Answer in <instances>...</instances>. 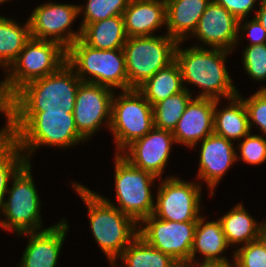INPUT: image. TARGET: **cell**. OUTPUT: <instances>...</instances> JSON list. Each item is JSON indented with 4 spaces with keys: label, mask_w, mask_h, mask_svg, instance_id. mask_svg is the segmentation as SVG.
<instances>
[{
    "label": "cell",
    "mask_w": 266,
    "mask_h": 267,
    "mask_svg": "<svg viewBox=\"0 0 266 267\" xmlns=\"http://www.w3.org/2000/svg\"><path fill=\"white\" fill-rule=\"evenodd\" d=\"M7 118L8 137L25 154L27 162L35 148L47 145L67 148L84 141L78 132L73 113L69 112H3ZM26 149V150H25Z\"/></svg>",
    "instance_id": "6da1fadb"
},
{
    "label": "cell",
    "mask_w": 266,
    "mask_h": 267,
    "mask_svg": "<svg viewBox=\"0 0 266 267\" xmlns=\"http://www.w3.org/2000/svg\"><path fill=\"white\" fill-rule=\"evenodd\" d=\"M73 71L66 62L56 72L25 84L3 105L5 112L73 113L82 82Z\"/></svg>",
    "instance_id": "7a4b0ae2"
},
{
    "label": "cell",
    "mask_w": 266,
    "mask_h": 267,
    "mask_svg": "<svg viewBox=\"0 0 266 267\" xmlns=\"http://www.w3.org/2000/svg\"><path fill=\"white\" fill-rule=\"evenodd\" d=\"M85 202L93 236L102 251L115 265L120 254L138 236V223L122 213L106 198L92 192L81 184L73 185Z\"/></svg>",
    "instance_id": "3957f363"
},
{
    "label": "cell",
    "mask_w": 266,
    "mask_h": 267,
    "mask_svg": "<svg viewBox=\"0 0 266 267\" xmlns=\"http://www.w3.org/2000/svg\"><path fill=\"white\" fill-rule=\"evenodd\" d=\"M177 43L175 61L178 63L183 82L197 85L203 91L198 97L219 100L222 96L227 100L238 95L225 66L227 51L224 49H204L193 46L181 49Z\"/></svg>",
    "instance_id": "277c9868"
},
{
    "label": "cell",
    "mask_w": 266,
    "mask_h": 267,
    "mask_svg": "<svg viewBox=\"0 0 266 267\" xmlns=\"http://www.w3.org/2000/svg\"><path fill=\"white\" fill-rule=\"evenodd\" d=\"M67 62V50L59 43L30 38L4 81L0 82V104L3 106L25 84L56 72ZM14 67V68H13Z\"/></svg>",
    "instance_id": "5b68a950"
},
{
    "label": "cell",
    "mask_w": 266,
    "mask_h": 267,
    "mask_svg": "<svg viewBox=\"0 0 266 267\" xmlns=\"http://www.w3.org/2000/svg\"><path fill=\"white\" fill-rule=\"evenodd\" d=\"M67 63L75 68V73L82 82L128 90L123 49H96L79 38L67 49ZM85 75L91 77L85 78Z\"/></svg>",
    "instance_id": "8992f818"
},
{
    "label": "cell",
    "mask_w": 266,
    "mask_h": 267,
    "mask_svg": "<svg viewBox=\"0 0 266 267\" xmlns=\"http://www.w3.org/2000/svg\"><path fill=\"white\" fill-rule=\"evenodd\" d=\"M177 41L165 36L129 37L123 46L128 90L138 89L175 60Z\"/></svg>",
    "instance_id": "52a82bcc"
},
{
    "label": "cell",
    "mask_w": 266,
    "mask_h": 267,
    "mask_svg": "<svg viewBox=\"0 0 266 267\" xmlns=\"http://www.w3.org/2000/svg\"><path fill=\"white\" fill-rule=\"evenodd\" d=\"M121 93L117 99L113 96L109 128L120 154L154 128L153 107L144 95L138 89L122 90Z\"/></svg>",
    "instance_id": "ba28073f"
},
{
    "label": "cell",
    "mask_w": 266,
    "mask_h": 267,
    "mask_svg": "<svg viewBox=\"0 0 266 267\" xmlns=\"http://www.w3.org/2000/svg\"><path fill=\"white\" fill-rule=\"evenodd\" d=\"M116 206L136 223L154 213L155 204L151 194L154 175L133 166L120 153L115 154Z\"/></svg>",
    "instance_id": "9c48e42d"
},
{
    "label": "cell",
    "mask_w": 266,
    "mask_h": 267,
    "mask_svg": "<svg viewBox=\"0 0 266 267\" xmlns=\"http://www.w3.org/2000/svg\"><path fill=\"white\" fill-rule=\"evenodd\" d=\"M30 168V162H26L12 177V187L7 190L9 198L1 208L6 216V221H0L1 227L14 229L17 234L37 232L42 226L40 199Z\"/></svg>",
    "instance_id": "30bf717a"
},
{
    "label": "cell",
    "mask_w": 266,
    "mask_h": 267,
    "mask_svg": "<svg viewBox=\"0 0 266 267\" xmlns=\"http://www.w3.org/2000/svg\"><path fill=\"white\" fill-rule=\"evenodd\" d=\"M138 226V235L150 246L170 255L181 266L190 264L197 221L173 222L151 214Z\"/></svg>",
    "instance_id": "8fae6325"
},
{
    "label": "cell",
    "mask_w": 266,
    "mask_h": 267,
    "mask_svg": "<svg viewBox=\"0 0 266 267\" xmlns=\"http://www.w3.org/2000/svg\"><path fill=\"white\" fill-rule=\"evenodd\" d=\"M81 8L83 9L82 6L74 4L51 2L39 5L28 18L30 36L35 39L57 42L67 50L72 43L81 38V28L78 30L79 33L69 29L74 19L80 12H83Z\"/></svg>",
    "instance_id": "7c38bea8"
},
{
    "label": "cell",
    "mask_w": 266,
    "mask_h": 267,
    "mask_svg": "<svg viewBox=\"0 0 266 267\" xmlns=\"http://www.w3.org/2000/svg\"><path fill=\"white\" fill-rule=\"evenodd\" d=\"M158 187L153 215L159 219L186 222L198 221L200 212V185L180 178L168 177Z\"/></svg>",
    "instance_id": "4fadbf2b"
},
{
    "label": "cell",
    "mask_w": 266,
    "mask_h": 267,
    "mask_svg": "<svg viewBox=\"0 0 266 267\" xmlns=\"http://www.w3.org/2000/svg\"><path fill=\"white\" fill-rule=\"evenodd\" d=\"M113 89L104 85L81 82L76 94L73 111L74 121L78 132L86 139L91 138L102 121L108 119L110 127Z\"/></svg>",
    "instance_id": "5bb4252c"
},
{
    "label": "cell",
    "mask_w": 266,
    "mask_h": 267,
    "mask_svg": "<svg viewBox=\"0 0 266 267\" xmlns=\"http://www.w3.org/2000/svg\"><path fill=\"white\" fill-rule=\"evenodd\" d=\"M175 143L171 131L153 128L144 137L128 145L122 156L133 166L151 173L158 179L170 156L171 144ZM128 149V150H127Z\"/></svg>",
    "instance_id": "9a60e30c"
},
{
    "label": "cell",
    "mask_w": 266,
    "mask_h": 267,
    "mask_svg": "<svg viewBox=\"0 0 266 267\" xmlns=\"http://www.w3.org/2000/svg\"><path fill=\"white\" fill-rule=\"evenodd\" d=\"M239 20L223 6L211 0L193 35L211 48L233 51L239 38Z\"/></svg>",
    "instance_id": "2e32d148"
},
{
    "label": "cell",
    "mask_w": 266,
    "mask_h": 267,
    "mask_svg": "<svg viewBox=\"0 0 266 267\" xmlns=\"http://www.w3.org/2000/svg\"><path fill=\"white\" fill-rule=\"evenodd\" d=\"M215 99L192 98L172 132L175 143L196 146L199 141L213 134Z\"/></svg>",
    "instance_id": "e0dca14e"
},
{
    "label": "cell",
    "mask_w": 266,
    "mask_h": 267,
    "mask_svg": "<svg viewBox=\"0 0 266 267\" xmlns=\"http://www.w3.org/2000/svg\"><path fill=\"white\" fill-rule=\"evenodd\" d=\"M67 229L69 226L62 220L40 232L21 233L30 239L19 267H55Z\"/></svg>",
    "instance_id": "ac0fdd59"
},
{
    "label": "cell",
    "mask_w": 266,
    "mask_h": 267,
    "mask_svg": "<svg viewBox=\"0 0 266 267\" xmlns=\"http://www.w3.org/2000/svg\"><path fill=\"white\" fill-rule=\"evenodd\" d=\"M232 143L214 133L202 140L197 176L207 182L212 196L221 177L238 158Z\"/></svg>",
    "instance_id": "d6986e66"
},
{
    "label": "cell",
    "mask_w": 266,
    "mask_h": 267,
    "mask_svg": "<svg viewBox=\"0 0 266 267\" xmlns=\"http://www.w3.org/2000/svg\"><path fill=\"white\" fill-rule=\"evenodd\" d=\"M127 37L152 36L166 25L165 0H130L123 13Z\"/></svg>",
    "instance_id": "ffe728a7"
},
{
    "label": "cell",
    "mask_w": 266,
    "mask_h": 267,
    "mask_svg": "<svg viewBox=\"0 0 266 267\" xmlns=\"http://www.w3.org/2000/svg\"><path fill=\"white\" fill-rule=\"evenodd\" d=\"M167 34L183 42L188 33L195 31L200 17L211 0H165ZM187 36V37H186Z\"/></svg>",
    "instance_id": "44dd1931"
},
{
    "label": "cell",
    "mask_w": 266,
    "mask_h": 267,
    "mask_svg": "<svg viewBox=\"0 0 266 267\" xmlns=\"http://www.w3.org/2000/svg\"><path fill=\"white\" fill-rule=\"evenodd\" d=\"M205 217H199L195 229L193 245L190 255V264L196 263V252L203 254V262H224L225 257L218 256L229 247L225 234L222 229L221 222L217 221L205 222Z\"/></svg>",
    "instance_id": "7402d4cb"
},
{
    "label": "cell",
    "mask_w": 266,
    "mask_h": 267,
    "mask_svg": "<svg viewBox=\"0 0 266 267\" xmlns=\"http://www.w3.org/2000/svg\"><path fill=\"white\" fill-rule=\"evenodd\" d=\"M229 107L217 111L219 100H215L213 132L225 139L241 140L250 132L247 110L241 96L236 95L229 99Z\"/></svg>",
    "instance_id": "603a6c76"
},
{
    "label": "cell",
    "mask_w": 266,
    "mask_h": 267,
    "mask_svg": "<svg viewBox=\"0 0 266 267\" xmlns=\"http://www.w3.org/2000/svg\"><path fill=\"white\" fill-rule=\"evenodd\" d=\"M127 38L123 15L89 23L81 34L87 45L101 50L122 49Z\"/></svg>",
    "instance_id": "cb8c5ba5"
},
{
    "label": "cell",
    "mask_w": 266,
    "mask_h": 267,
    "mask_svg": "<svg viewBox=\"0 0 266 267\" xmlns=\"http://www.w3.org/2000/svg\"><path fill=\"white\" fill-rule=\"evenodd\" d=\"M243 206L237 204L219 219L228 245L235 243L238 245L241 242L246 245L256 241L261 238L262 230L266 227V221L257 224Z\"/></svg>",
    "instance_id": "d4e9b609"
},
{
    "label": "cell",
    "mask_w": 266,
    "mask_h": 267,
    "mask_svg": "<svg viewBox=\"0 0 266 267\" xmlns=\"http://www.w3.org/2000/svg\"><path fill=\"white\" fill-rule=\"evenodd\" d=\"M183 84L180 67L174 60L167 67L157 71L138 90L153 107L167 97L187 89Z\"/></svg>",
    "instance_id": "484cf974"
},
{
    "label": "cell",
    "mask_w": 266,
    "mask_h": 267,
    "mask_svg": "<svg viewBox=\"0 0 266 267\" xmlns=\"http://www.w3.org/2000/svg\"><path fill=\"white\" fill-rule=\"evenodd\" d=\"M30 38L29 21L19 26L16 21L0 16V65L11 67Z\"/></svg>",
    "instance_id": "4316f807"
},
{
    "label": "cell",
    "mask_w": 266,
    "mask_h": 267,
    "mask_svg": "<svg viewBox=\"0 0 266 267\" xmlns=\"http://www.w3.org/2000/svg\"><path fill=\"white\" fill-rule=\"evenodd\" d=\"M119 258L126 267H181L170 255L153 248L139 235L125 248Z\"/></svg>",
    "instance_id": "83f0119b"
},
{
    "label": "cell",
    "mask_w": 266,
    "mask_h": 267,
    "mask_svg": "<svg viewBox=\"0 0 266 267\" xmlns=\"http://www.w3.org/2000/svg\"><path fill=\"white\" fill-rule=\"evenodd\" d=\"M188 89L167 97L153 106L154 127L173 132L192 99Z\"/></svg>",
    "instance_id": "f1b7e54d"
},
{
    "label": "cell",
    "mask_w": 266,
    "mask_h": 267,
    "mask_svg": "<svg viewBox=\"0 0 266 267\" xmlns=\"http://www.w3.org/2000/svg\"><path fill=\"white\" fill-rule=\"evenodd\" d=\"M20 153L22 151L18 145L9 137L0 145V210L5 201L8 181L27 162L25 153Z\"/></svg>",
    "instance_id": "f546056e"
},
{
    "label": "cell",
    "mask_w": 266,
    "mask_h": 267,
    "mask_svg": "<svg viewBox=\"0 0 266 267\" xmlns=\"http://www.w3.org/2000/svg\"><path fill=\"white\" fill-rule=\"evenodd\" d=\"M130 0H88L85 6L83 29L87 24L98 22L117 15H123Z\"/></svg>",
    "instance_id": "4dcf8cb0"
},
{
    "label": "cell",
    "mask_w": 266,
    "mask_h": 267,
    "mask_svg": "<svg viewBox=\"0 0 266 267\" xmlns=\"http://www.w3.org/2000/svg\"><path fill=\"white\" fill-rule=\"evenodd\" d=\"M234 252L235 267H266V242L262 238Z\"/></svg>",
    "instance_id": "1f68e13d"
},
{
    "label": "cell",
    "mask_w": 266,
    "mask_h": 267,
    "mask_svg": "<svg viewBox=\"0 0 266 267\" xmlns=\"http://www.w3.org/2000/svg\"><path fill=\"white\" fill-rule=\"evenodd\" d=\"M244 70L252 79H266V43L260 45L247 46L243 50Z\"/></svg>",
    "instance_id": "d6a6232c"
},
{
    "label": "cell",
    "mask_w": 266,
    "mask_h": 267,
    "mask_svg": "<svg viewBox=\"0 0 266 267\" xmlns=\"http://www.w3.org/2000/svg\"><path fill=\"white\" fill-rule=\"evenodd\" d=\"M244 138L241 144L238 145L241 154L239 158L252 165L266 161V139L262 136L251 135L250 133Z\"/></svg>",
    "instance_id": "836d02e7"
},
{
    "label": "cell",
    "mask_w": 266,
    "mask_h": 267,
    "mask_svg": "<svg viewBox=\"0 0 266 267\" xmlns=\"http://www.w3.org/2000/svg\"><path fill=\"white\" fill-rule=\"evenodd\" d=\"M248 114L250 129L252 124L260 126L263 134L266 135V90H259L249 99L243 100Z\"/></svg>",
    "instance_id": "e575fe53"
},
{
    "label": "cell",
    "mask_w": 266,
    "mask_h": 267,
    "mask_svg": "<svg viewBox=\"0 0 266 267\" xmlns=\"http://www.w3.org/2000/svg\"><path fill=\"white\" fill-rule=\"evenodd\" d=\"M216 3L223 6L233 16H235L239 22L247 19L249 12L255 6L256 0H213Z\"/></svg>",
    "instance_id": "d590c367"
},
{
    "label": "cell",
    "mask_w": 266,
    "mask_h": 267,
    "mask_svg": "<svg viewBox=\"0 0 266 267\" xmlns=\"http://www.w3.org/2000/svg\"><path fill=\"white\" fill-rule=\"evenodd\" d=\"M241 24L242 23L239 22V30L241 29V31L245 30V32L246 31L249 32L248 35L252 43L249 44L248 46L260 45L266 43V31L256 17H254V19L250 20L249 22L247 21L245 25Z\"/></svg>",
    "instance_id": "8d00e7d4"
},
{
    "label": "cell",
    "mask_w": 266,
    "mask_h": 267,
    "mask_svg": "<svg viewBox=\"0 0 266 267\" xmlns=\"http://www.w3.org/2000/svg\"><path fill=\"white\" fill-rule=\"evenodd\" d=\"M199 264L200 263L196 262L194 264H188L185 267H235L234 261H233L232 265L229 263V261H224V262H202L200 265Z\"/></svg>",
    "instance_id": "74e56055"
},
{
    "label": "cell",
    "mask_w": 266,
    "mask_h": 267,
    "mask_svg": "<svg viewBox=\"0 0 266 267\" xmlns=\"http://www.w3.org/2000/svg\"><path fill=\"white\" fill-rule=\"evenodd\" d=\"M260 9L256 13V18L266 31V0H260Z\"/></svg>",
    "instance_id": "f35d334b"
},
{
    "label": "cell",
    "mask_w": 266,
    "mask_h": 267,
    "mask_svg": "<svg viewBox=\"0 0 266 267\" xmlns=\"http://www.w3.org/2000/svg\"><path fill=\"white\" fill-rule=\"evenodd\" d=\"M8 138L7 125L0 131V145Z\"/></svg>",
    "instance_id": "ab89813d"
},
{
    "label": "cell",
    "mask_w": 266,
    "mask_h": 267,
    "mask_svg": "<svg viewBox=\"0 0 266 267\" xmlns=\"http://www.w3.org/2000/svg\"><path fill=\"white\" fill-rule=\"evenodd\" d=\"M261 238L266 242V227L262 230Z\"/></svg>",
    "instance_id": "60d3db41"
},
{
    "label": "cell",
    "mask_w": 266,
    "mask_h": 267,
    "mask_svg": "<svg viewBox=\"0 0 266 267\" xmlns=\"http://www.w3.org/2000/svg\"><path fill=\"white\" fill-rule=\"evenodd\" d=\"M0 112H4V108L1 104H0Z\"/></svg>",
    "instance_id": "b9f144b4"
},
{
    "label": "cell",
    "mask_w": 266,
    "mask_h": 267,
    "mask_svg": "<svg viewBox=\"0 0 266 267\" xmlns=\"http://www.w3.org/2000/svg\"><path fill=\"white\" fill-rule=\"evenodd\" d=\"M5 1H8V0H0V3H4Z\"/></svg>",
    "instance_id": "7bdbcfd3"
}]
</instances>
